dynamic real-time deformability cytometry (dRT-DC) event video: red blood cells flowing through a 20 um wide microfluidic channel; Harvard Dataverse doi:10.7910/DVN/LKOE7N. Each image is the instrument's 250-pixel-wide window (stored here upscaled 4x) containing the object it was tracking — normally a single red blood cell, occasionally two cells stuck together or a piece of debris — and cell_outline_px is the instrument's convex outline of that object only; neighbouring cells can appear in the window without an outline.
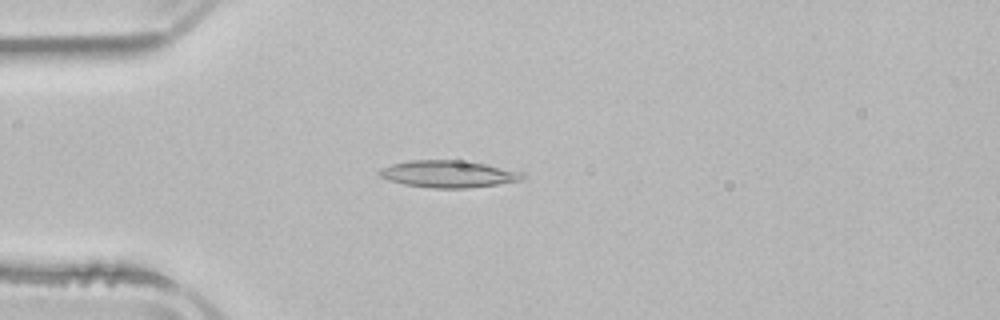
{"species": "common noctule bat (a hibernating species)", "species_latin": "Nyctalus noctula", "temperature_condition": "room temperature", "stored_images_in_passage": 4, "camera_frame_rate_fps": 3000, "um_per_image_px": 0.085, "animal": {"sex": "male", "body_mass_g": 21.5, "forearm_length_mm": 52.0}, "frame": {"image": 1, "passage_image": 4, "time_ms": 4.333, "image_size_px": [1000, 320], "cell_outline_px": [[524, 176], [520, 180], [496, 184], [468, 188], [432, 188], [404, 184], [388, 180], [380, 176], [380, 168], [392, 164], [412, 160], [456, 160], [484, 164], [524, 172]], "centroid_in_image_um": [38.09, 14.79], "position_along_channel_um": 46.9, "area_um2": 22.2}}